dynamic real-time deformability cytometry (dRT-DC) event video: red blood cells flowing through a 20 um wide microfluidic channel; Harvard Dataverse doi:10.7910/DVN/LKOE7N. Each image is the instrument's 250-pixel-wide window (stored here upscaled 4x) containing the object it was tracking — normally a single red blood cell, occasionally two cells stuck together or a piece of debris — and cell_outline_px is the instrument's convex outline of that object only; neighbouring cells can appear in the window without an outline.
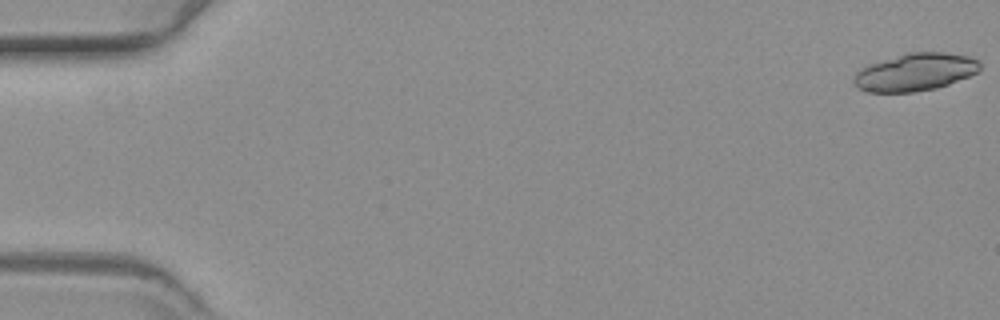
{"species": "common noctule bat (a hibernating species)", "species_latin": "Nyctalus noctula", "temperature_condition": "warm", "stored_images_in_passage": 22, "camera_frame_rate_fps": 3000, "um_per_image_px": 0.085, "animal": {"sex": "female", "body_mass_g": 19.3, "forearm_length_mm": 54.1}, "frame": {"image": 1, "passage_image": 1, "time_ms": 0.0, "image_size_px": [1000, 320], "cell_outline_px": [[980, 68], [976, 72], [968, 76], [948, 84], [936, 88], [912, 92], [864, 92], [856, 88], [852, 80], [852, 76], [860, 68], [868, 64], [904, 52], [944, 52], [968, 56], [980, 60]], "centroid_in_image_um": [77.72, 6.12], "position_along_channel_um": 7.3, "area_um2": 27.98}}
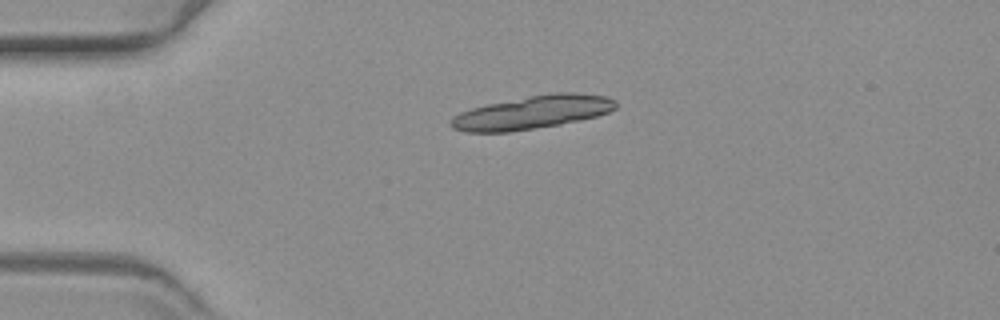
{"frame": {"image": 2, "passage_image": 15, "time_ms": 4.667, "image_size_px": [1000, 320], "cell_outline_px": [[616, 108], [608, 112], [596, 116], [580, 120], [560, 124], [508, 132], [464, 132], [452, 128], [448, 124], [448, 120], [452, 116], [460, 112], [472, 108], [488, 104], [528, 96], [552, 92], [576, 92], [608, 96], [616, 100]], "centroid_in_image_um": [45.23, 9.54], "position_along_channel_um": 39.8, "area_um2": 32.14}}